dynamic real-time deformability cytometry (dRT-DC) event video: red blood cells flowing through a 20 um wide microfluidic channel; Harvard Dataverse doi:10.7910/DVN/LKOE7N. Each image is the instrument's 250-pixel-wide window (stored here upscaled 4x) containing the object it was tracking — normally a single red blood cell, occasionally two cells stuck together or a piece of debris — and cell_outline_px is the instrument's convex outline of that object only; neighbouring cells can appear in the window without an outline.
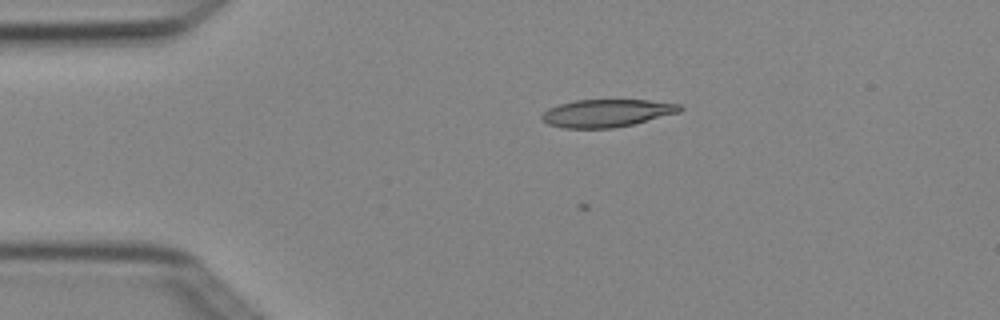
{"species": "Egyptian fruit bat (a non-hibernating species)", "species_latin": "Rousettus aegyptiacus", "temperature_condition": "cold", "stored_images_in_passage": 6, "camera_frame_rate_fps": 3000, "um_per_image_px": 0.085, "animal": {"sex": "female"}, "frame": {"image": 1, "passage_image": 4, "time_ms": 1.0, "image_size_px": [1000, 320], "cell_outline_px": [[684, 108], [680, 112], [632, 124], [612, 128], [564, 128], [548, 124], [540, 120], [540, 116], [548, 108], [560, 104], [576, 100], [648, 100], [680, 104]], "centroid_in_image_um": [51.55, 9.61], "position_along_channel_um": 33.4, "area_um2": 22.2}}
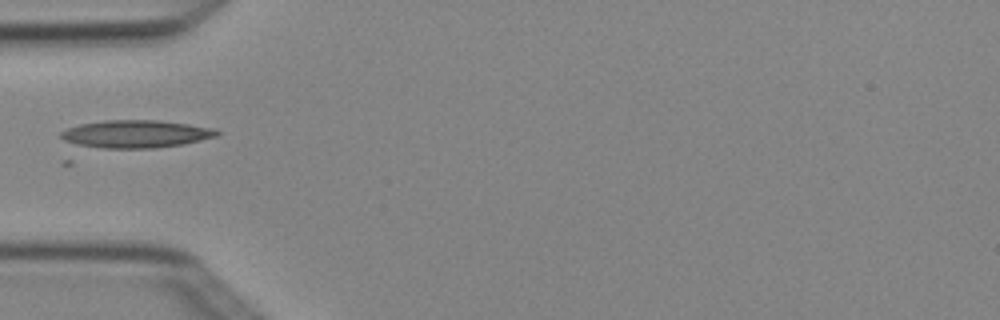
{"frame": {"image": 2, "passage_image": 5, "time_ms": 1.333, "image_size_px": [1000, 320], "cell_outline_px": [[220, 132], [216, 136], [184, 144], [72, 164], [60, 164], [60, 132], [68, 128], [80, 124], [104, 120], [160, 120], [216, 128]], "centroid_in_image_um": [10.67, 11.76], "position_along_channel_um": 74.3, "area_um2": 33.0}}
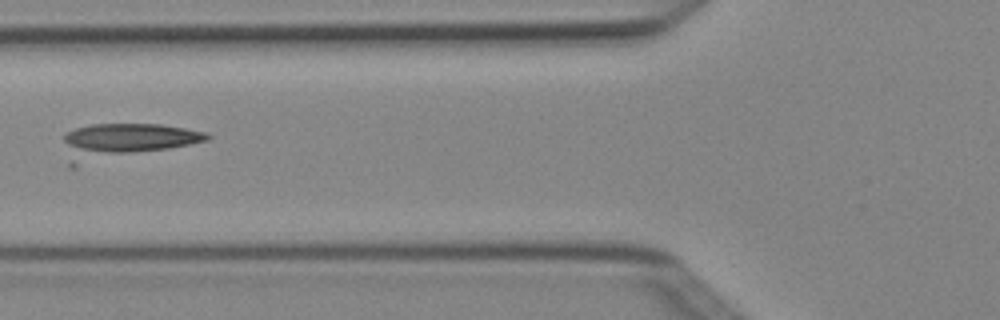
{"frame": {"image": 3, "passage_image": 6, "time_ms": 1.667, "image_size_px": [1000, 320], "cell_outline_px": [[212, 136], [208, 140], [76, 168], [68, 168], [64, 140], [64, 132], [76, 128], [92, 124], [160, 124], [208, 132]], "centroid_in_image_um": [10.52, 12.03], "position_along_channel_um": 115.3, "area_um2": 30.0}}